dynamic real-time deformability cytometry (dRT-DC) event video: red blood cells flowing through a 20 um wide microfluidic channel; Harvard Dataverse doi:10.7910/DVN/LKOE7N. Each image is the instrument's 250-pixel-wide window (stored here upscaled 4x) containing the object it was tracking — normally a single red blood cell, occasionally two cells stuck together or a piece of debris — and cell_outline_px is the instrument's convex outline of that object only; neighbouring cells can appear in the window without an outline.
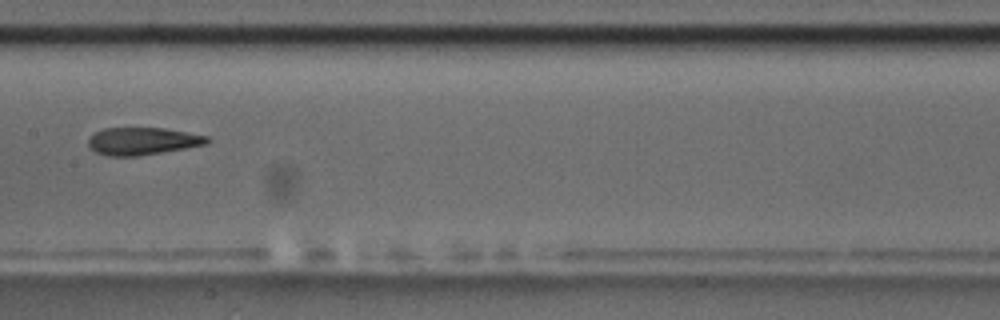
{"species": "common noctule bat (a hibernating species)", "species_latin": "Nyctalus noctula", "temperature_condition": "room temperature", "stored_images_in_passage": 7, "camera_frame_rate_fps": 3000, "um_per_image_px": 0.085, "animal": {"sex": "male", "body_mass_g": 17.5, "forearm_length_mm": 52.3}, "frame": {"image": 1, "passage_image": 7, "time_ms": 8.0, "image_size_px": [1000, 320], "cell_outline_px": [[212, 140], [208, 144], [136, 156], [108, 156], [96, 152], [88, 148], [88, 136], [104, 128], [164, 128], [208, 136]], "centroid_in_image_um": [12.09, 11.99], "position_along_channel_um": 195.3, "area_um2": 19.02}}